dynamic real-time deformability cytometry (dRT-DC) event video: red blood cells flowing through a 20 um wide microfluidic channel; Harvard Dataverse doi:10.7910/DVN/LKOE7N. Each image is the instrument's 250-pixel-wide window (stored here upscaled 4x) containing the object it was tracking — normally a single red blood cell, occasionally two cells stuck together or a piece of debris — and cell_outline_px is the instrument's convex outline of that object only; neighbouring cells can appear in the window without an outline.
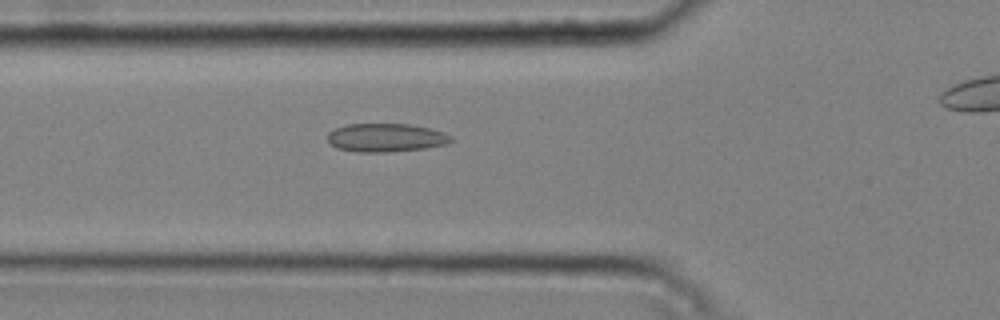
{"species": "common noctule bat (a hibernating species)", "species_latin": "Nyctalus noctula", "temperature_condition": "cold", "stored_images_in_passage": 47, "camera_frame_rate_fps": 3000, "um_per_image_px": 0.085, "animal": {"sex": "male", "body_mass_g": 20.4}, "frame": {"image": 1, "passage_image": 19, "time_ms": 6.0, "image_size_px": [1000, 320], "cell_outline_px": [[452, 140], [448, 144], [424, 148], [388, 152], [360, 152], [336, 148], [328, 140], [328, 132], [344, 124], [408, 124], [428, 128], [444, 132], [452, 136]], "centroid_in_image_um": [32.8, 11.7], "position_along_channel_um": 93.0, "area_um2": 20.4}}
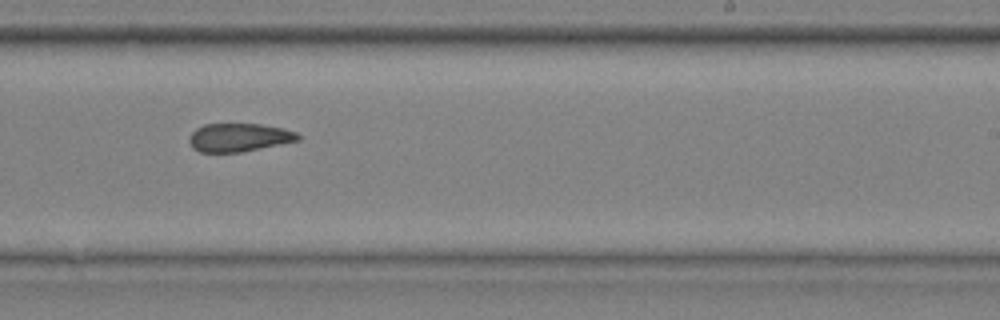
{"frame": {"image": 2, "passage_image": 33, "time_ms": 10.667, "image_size_px": [1000, 320], "cell_outline_px": [[300, 140], [240, 152], [200, 152], [192, 148], [188, 140], [188, 136], [196, 128], [204, 124], [260, 124], [280, 128], [296, 132], [300, 136]], "centroid_in_image_um": [20.26, 11.68], "position_along_channel_um": 268.7, "area_um2": 17.86}}
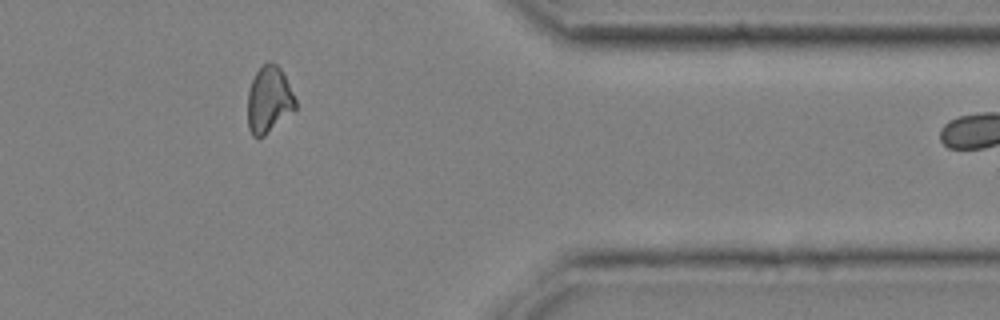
{"frame": {"image": 3, "passage_image": 44, "time_ms": 14.333, "image_size_px": [1000, 320], "cell_outline_px": [[296, 108], [264, 136], [252, 136], [248, 128], [248, 92], [252, 80], [256, 72], [268, 60], [276, 64], [280, 68], [296, 100]], "centroid_in_image_um": [22.84, 8.47], "position_along_channel_um": 388.6, "area_um2": 18.21}, "authors_computed_cell_mechanics": {"area_um2": 19.4208, "velocity_mm_per_s": 3.7629, "shape_relaxation_time_tau1_ms": null, "shape_relaxation_time_tau2_ms": 4.3574, "deformation_change_tau1": null, "deformation_change_tau2": 0.1095}}